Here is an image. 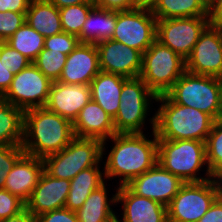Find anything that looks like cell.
Returning a JSON list of instances; mask_svg holds the SVG:
<instances>
[{"instance_id":"cell-1","label":"cell","mask_w":222,"mask_h":222,"mask_svg":"<svg viewBox=\"0 0 222 222\" xmlns=\"http://www.w3.org/2000/svg\"><path fill=\"white\" fill-rule=\"evenodd\" d=\"M152 139L143 133H116L109 140L114 143L107 157L104 172L107 179L119 178L118 186L127 185L158 162V138L155 132V114L149 119ZM147 136V138H146Z\"/></svg>"},{"instance_id":"cell-2","label":"cell","mask_w":222,"mask_h":222,"mask_svg":"<svg viewBox=\"0 0 222 222\" xmlns=\"http://www.w3.org/2000/svg\"><path fill=\"white\" fill-rule=\"evenodd\" d=\"M75 138L73 123L45 107L24 111L22 147L25 154L44 158L60 152Z\"/></svg>"},{"instance_id":"cell-3","label":"cell","mask_w":222,"mask_h":222,"mask_svg":"<svg viewBox=\"0 0 222 222\" xmlns=\"http://www.w3.org/2000/svg\"><path fill=\"white\" fill-rule=\"evenodd\" d=\"M155 110L158 139L198 140L205 142L215 120L198 109L174 103L166 94L157 96Z\"/></svg>"},{"instance_id":"cell-4","label":"cell","mask_w":222,"mask_h":222,"mask_svg":"<svg viewBox=\"0 0 222 222\" xmlns=\"http://www.w3.org/2000/svg\"><path fill=\"white\" fill-rule=\"evenodd\" d=\"M157 163L184 183L202 182L213 178L208 170L206 146L203 141L158 139ZM204 166L206 177L200 174Z\"/></svg>"},{"instance_id":"cell-5","label":"cell","mask_w":222,"mask_h":222,"mask_svg":"<svg viewBox=\"0 0 222 222\" xmlns=\"http://www.w3.org/2000/svg\"><path fill=\"white\" fill-rule=\"evenodd\" d=\"M166 95L176 104L189 106L222 119V79L185 71Z\"/></svg>"},{"instance_id":"cell-6","label":"cell","mask_w":222,"mask_h":222,"mask_svg":"<svg viewBox=\"0 0 222 222\" xmlns=\"http://www.w3.org/2000/svg\"><path fill=\"white\" fill-rule=\"evenodd\" d=\"M102 141L75 137L60 152L43 158L44 171L54 178L72 180L82 170L103 160Z\"/></svg>"},{"instance_id":"cell-7","label":"cell","mask_w":222,"mask_h":222,"mask_svg":"<svg viewBox=\"0 0 222 222\" xmlns=\"http://www.w3.org/2000/svg\"><path fill=\"white\" fill-rule=\"evenodd\" d=\"M185 71V60L156 40L142 54L139 77L156 96H160L166 94Z\"/></svg>"},{"instance_id":"cell-8","label":"cell","mask_w":222,"mask_h":222,"mask_svg":"<svg viewBox=\"0 0 222 222\" xmlns=\"http://www.w3.org/2000/svg\"><path fill=\"white\" fill-rule=\"evenodd\" d=\"M222 194V179L184 183L167 206L168 222H198Z\"/></svg>"},{"instance_id":"cell-9","label":"cell","mask_w":222,"mask_h":222,"mask_svg":"<svg viewBox=\"0 0 222 222\" xmlns=\"http://www.w3.org/2000/svg\"><path fill=\"white\" fill-rule=\"evenodd\" d=\"M156 98L140 77L127 78L123 82L119 110L113 119L116 133H143L150 106Z\"/></svg>"},{"instance_id":"cell-10","label":"cell","mask_w":222,"mask_h":222,"mask_svg":"<svg viewBox=\"0 0 222 222\" xmlns=\"http://www.w3.org/2000/svg\"><path fill=\"white\" fill-rule=\"evenodd\" d=\"M157 19L149 8L116 11L112 40L135 48L142 54L156 41Z\"/></svg>"},{"instance_id":"cell-11","label":"cell","mask_w":222,"mask_h":222,"mask_svg":"<svg viewBox=\"0 0 222 222\" xmlns=\"http://www.w3.org/2000/svg\"><path fill=\"white\" fill-rule=\"evenodd\" d=\"M52 81L32 62L15 74L10 88L1 97L23 111L44 107Z\"/></svg>"},{"instance_id":"cell-12","label":"cell","mask_w":222,"mask_h":222,"mask_svg":"<svg viewBox=\"0 0 222 222\" xmlns=\"http://www.w3.org/2000/svg\"><path fill=\"white\" fill-rule=\"evenodd\" d=\"M208 25V17L157 20L156 40L186 60Z\"/></svg>"},{"instance_id":"cell-13","label":"cell","mask_w":222,"mask_h":222,"mask_svg":"<svg viewBox=\"0 0 222 222\" xmlns=\"http://www.w3.org/2000/svg\"><path fill=\"white\" fill-rule=\"evenodd\" d=\"M186 71L222 79V30L210 24L185 60Z\"/></svg>"},{"instance_id":"cell-14","label":"cell","mask_w":222,"mask_h":222,"mask_svg":"<svg viewBox=\"0 0 222 222\" xmlns=\"http://www.w3.org/2000/svg\"><path fill=\"white\" fill-rule=\"evenodd\" d=\"M183 184L179 177L156 163L126 186L137 196L152 199L167 207Z\"/></svg>"},{"instance_id":"cell-15","label":"cell","mask_w":222,"mask_h":222,"mask_svg":"<svg viewBox=\"0 0 222 222\" xmlns=\"http://www.w3.org/2000/svg\"><path fill=\"white\" fill-rule=\"evenodd\" d=\"M101 71L126 78L139 77L142 69V53L135 48L112 39L96 43Z\"/></svg>"},{"instance_id":"cell-16","label":"cell","mask_w":222,"mask_h":222,"mask_svg":"<svg viewBox=\"0 0 222 222\" xmlns=\"http://www.w3.org/2000/svg\"><path fill=\"white\" fill-rule=\"evenodd\" d=\"M70 181L54 178L45 171L42 172L39 181L25 202V209L34 217L65 207Z\"/></svg>"},{"instance_id":"cell-17","label":"cell","mask_w":222,"mask_h":222,"mask_svg":"<svg viewBox=\"0 0 222 222\" xmlns=\"http://www.w3.org/2000/svg\"><path fill=\"white\" fill-rule=\"evenodd\" d=\"M90 100L89 85L64 84L53 81L44 107L73 123L81 109Z\"/></svg>"},{"instance_id":"cell-18","label":"cell","mask_w":222,"mask_h":222,"mask_svg":"<svg viewBox=\"0 0 222 222\" xmlns=\"http://www.w3.org/2000/svg\"><path fill=\"white\" fill-rule=\"evenodd\" d=\"M100 71L96 44L79 43L67 56L58 81L64 84L90 85Z\"/></svg>"},{"instance_id":"cell-19","label":"cell","mask_w":222,"mask_h":222,"mask_svg":"<svg viewBox=\"0 0 222 222\" xmlns=\"http://www.w3.org/2000/svg\"><path fill=\"white\" fill-rule=\"evenodd\" d=\"M73 131L78 138L101 140L102 155L107 154L105 146L108 139L116 134L113 119L93 100H90L79 112L73 122Z\"/></svg>"},{"instance_id":"cell-20","label":"cell","mask_w":222,"mask_h":222,"mask_svg":"<svg viewBox=\"0 0 222 222\" xmlns=\"http://www.w3.org/2000/svg\"><path fill=\"white\" fill-rule=\"evenodd\" d=\"M117 189V204H122L124 222H168L167 207L134 194L126 185Z\"/></svg>"},{"instance_id":"cell-21","label":"cell","mask_w":222,"mask_h":222,"mask_svg":"<svg viewBox=\"0 0 222 222\" xmlns=\"http://www.w3.org/2000/svg\"><path fill=\"white\" fill-rule=\"evenodd\" d=\"M44 171L42 158L23 154L8 173L4 189L26 202Z\"/></svg>"},{"instance_id":"cell-22","label":"cell","mask_w":222,"mask_h":222,"mask_svg":"<svg viewBox=\"0 0 222 222\" xmlns=\"http://www.w3.org/2000/svg\"><path fill=\"white\" fill-rule=\"evenodd\" d=\"M126 79L118 74L100 71L89 85L91 100L98 103L112 119L119 110L120 94Z\"/></svg>"},{"instance_id":"cell-23","label":"cell","mask_w":222,"mask_h":222,"mask_svg":"<svg viewBox=\"0 0 222 222\" xmlns=\"http://www.w3.org/2000/svg\"><path fill=\"white\" fill-rule=\"evenodd\" d=\"M101 164L82 170L70 180V190L66 200L65 208L76 212L80 209L89 195L103 184H106L104 167Z\"/></svg>"},{"instance_id":"cell-24","label":"cell","mask_w":222,"mask_h":222,"mask_svg":"<svg viewBox=\"0 0 222 222\" xmlns=\"http://www.w3.org/2000/svg\"><path fill=\"white\" fill-rule=\"evenodd\" d=\"M116 27V11L94 6L88 14L81 33L80 43L96 44L103 40L112 39Z\"/></svg>"},{"instance_id":"cell-25","label":"cell","mask_w":222,"mask_h":222,"mask_svg":"<svg viewBox=\"0 0 222 222\" xmlns=\"http://www.w3.org/2000/svg\"><path fill=\"white\" fill-rule=\"evenodd\" d=\"M26 22L44 37L63 31L59 9L49 0H31Z\"/></svg>"},{"instance_id":"cell-26","label":"cell","mask_w":222,"mask_h":222,"mask_svg":"<svg viewBox=\"0 0 222 222\" xmlns=\"http://www.w3.org/2000/svg\"><path fill=\"white\" fill-rule=\"evenodd\" d=\"M107 192L103 184L89 195L83 206L76 211L78 222H106L116 214L111 207L117 206V190L109 199Z\"/></svg>"},{"instance_id":"cell-27","label":"cell","mask_w":222,"mask_h":222,"mask_svg":"<svg viewBox=\"0 0 222 222\" xmlns=\"http://www.w3.org/2000/svg\"><path fill=\"white\" fill-rule=\"evenodd\" d=\"M151 12L157 20L208 17V6L203 0H158Z\"/></svg>"},{"instance_id":"cell-28","label":"cell","mask_w":222,"mask_h":222,"mask_svg":"<svg viewBox=\"0 0 222 222\" xmlns=\"http://www.w3.org/2000/svg\"><path fill=\"white\" fill-rule=\"evenodd\" d=\"M24 111L0 98V144L22 145Z\"/></svg>"},{"instance_id":"cell-29","label":"cell","mask_w":222,"mask_h":222,"mask_svg":"<svg viewBox=\"0 0 222 222\" xmlns=\"http://www.w3.org/2000/svg\"><path fill=\"white\" fill-rule=\"evenodd\" d=\"M5 42L33 62L44 48L45 37L25 22Z\"/></svg>"},{"instance_id":"cell-30","label":"cell","mask_w":222,"mask_h":222,"mask_svg":"<svg viewBox=\"0 0 222 222\" xmlns=\"http://www.w3.org/2000/svg\"><path fill=\"white\" fill-rule=\"evenodd\" d=\"M205 146L208 170L213 178L222 179V119L213 123Z\"/></svg>"},{"instance_id":"cell-31","label":"cell","mask_w":222,"mask_h":222,"mask_svg":"<svg viewBox=\"0 0 222 222\" xmlns=\"http://www.w3.org/2000/svg\"><path fill=\"white\" fill-rule=\"evenodd\" d=\"M94 6L95 3H81L60 8L59 14L63 31L78 36Z\"/></svg>"},{"instance_id":"cell-32","label":"cell","mask_w":222,"mask_h":222,"mask_svg":"<svg viewBox=\"0 0 222 222\" xmlns=\"http://www.w3.org/2000/svg\"><path fill=\"white\" fill-rule=\"evenodd\" d=\"M67 56L60 51L43 48L32 63L53 82L59 80Z\"/></svg>"},{"instance_id":"cell-33","label":"cell","mask_w":222,"mask_h":222,"mask_svg":"<svg viewBox=\"0 0 222 222\" xmlns=\"http://www.w3.org/2000/svg\"><path fill=\"white\" fill-rule=\"evenodd\" d=\"M24 153L21 145L0 144V189H4L8 173Z\"/></svg>"},{"instance_id":"cell-34","label":"cell","mask_w":222,"mask_h":222,"mask_svg":"<svg viewBox=\"0 0 222 222\" xmlns=\"http://www.w3.org/2000/svg\"><path fill=\"white\" fill-rule=\"evenodd\" d=\"M79 43L78 36L62 31L61 33L45 37L44 48L69 55Z\"/></svg>"},{"instance_id":"cell-35","label":"cell","mask_w":222,"mask_h":222,"mask_svg":"<svg viewBox=\"0 0 222 222\" xmlns=\"http://www.w3.org/2000/svg\"><path fill=\"white\" fill-rule=\"evenodd\" d=\"M26 22V13L0 12V42L8 40Z\"/></svg>"},{"instance_id":"cell-36","label":"cell","mask_w":222,"mask_h":222,"mask_svg":"<svg viewBox=\"0 0 222 222\" xmlns=\"http://www.w3.org/2000/svg\"><path fill=\"white\" fill-rule=\"evenodd\" d=\"M0 58H3L4 64L10 68V71H12L14 75L31 63L27 57L12 48L6 42H0Z\"/></svg>"},{"instance_id":"cell-37","label":"cell","mask_w":222,"mask_h":222,"mask_svg":"<svg viewBox=\"0 0 222 222\" xmlns=\"http://www.w3.org/2000/svg\"><path fill=\"white\" fill-rule=\"evenodd\" d=\"M25 209V202L5 189H0V219L15 216Z\"/></svg>"},{"instance_id":"cell-38","label":"cell","mask_w":222,"mask_h":222,"mask_svg":"<svg viewBox=\"0 0 222 222\" xmlns=\"http://www.w3.org/2000/svg\"><path fill=\"white\" fill-rule=\"evenodd\" d=\"M36 222H78L76 212L65 207L35 217Z\"/></svg>"},{"instance_id":"cell-39","label":"cell","mask_w":222,"mask_h":222,"mask_svg":"<svg viewBox=\"0 0 222 222\" xmlns=\"http://www.w3.org/2000/svg\"><path fill=\"white\" fill-rule=\"evenodd\" d=\"M95 6L112 11H124L137 7V0H94Z\"/></svg>"},{"instance_id":"cell-40","label":"cell","mask_w":222,"mask_h":222,"mask_svg":"<svg viewBox=\"0 0 222 222\" xmlns=\"http://www.w3.org/2000/svg\"><path fill=\"white\" fill-rule=\"evenodd\" d=\"M31 0H0V12L26 13Z\"/></svg>"},{"instance_id":"cell-41","label":"cell","mask_w":222,"mask_h":222,"mask_svg":"<svg viewBox=\"0 0 222 222\" xmlns=\"http://www.w3.org/2000/svg\"><path fill=\"white\" fill-rule=\"evenodd\" d=\"M209 24L222 30V0H214L208 6Z\"/></svg>"},{"instance_id":"cell-42","label":"cell","mask_w":222,"mask_h":222,"mask_svg":"<svg viewBox=\"0 0 222 222\" xmlns=\"http://www.w3.org/2000/svg\"><path fill=\"white\" fill-rule=\"evenodd\" d=\"M198 222H222V194L214 201Z\"/></svg>"},{"instance_id":"cell-43","label":"cell","mask_w":222,"mask_h":222,"mask_svg":"<svg viewBox=\"0 0 222 222\" xmlns=\"http://www.w3.org/2000/svg\"><path fill=\"white\" fill-rule=\"evenodd\" d=\"M13 77L14 74L10 71V68L4 64L3 58H0V98L10 88Z\"/></svg>"},{"instance_id":"cell-44","label":"cell","mask_w":222,"mask_h":222,"mask_svg":"<svg viewBox=\"0 0 222 222\" xmlns=\"http://www.w3.org/2000/svg\"><path fill=\"white\" fill-rule=\"evenodd\" d=\"M0 222H36V220L29 211L24 209L22 212L15 216L0 219Z\"/></svg>"},{"instance_id":"cell-45","label":"cell","mask_w":222,"mask_h":222,"mask_svg":"<svg viewBox=\"0 0 222 222\" xmlns=\"http://www.w3.org/2000/svg\"><path fill=\"white\" fill-rule=\"evenodd\" d=\"M49 1L58 9L66 6L78 5L81 3H94V0H49Z\"/></svg>"},{"instance_id":"cell-46","label":"cell","mask_w":222,"mask_h":222,"mask_svg":"<svg viewBox=\"0 0 222 222\" xmlns=\"http://www.w3.org/2000/svg\"><path fill=\"white\" fill-rule=\"evenodd\" d=\"M158 0H137V7L151 9Z\"/></svg>"},{"instance_id":"cell-47","label":"cell","mask_w":222,"mask_h":222,"mask_svg":"<svg viewBox=\"0 0 222 222\" xmlns=\"http://www.w3.org/2000/svg\"><path fill=\"white\" fill-rule=\"evenodd\" d=\"M120 217H117V214H115L113 217L108 219L106 222H124L122 219H119Z\"/></svg>"},{"instance_id":"cell-48","label":"cell","mask_w":222,"mask_h":222,"mask_svg":"<svg viewBox=\"0 0 222 222\" xmlns=\"http://www.w3.org/2000/svg\"><path fill=\"white\" fill-rule=\"evenodd\" d=\"M207 6H209L214 0H203Z\"/></svg>"}]
</instances>
